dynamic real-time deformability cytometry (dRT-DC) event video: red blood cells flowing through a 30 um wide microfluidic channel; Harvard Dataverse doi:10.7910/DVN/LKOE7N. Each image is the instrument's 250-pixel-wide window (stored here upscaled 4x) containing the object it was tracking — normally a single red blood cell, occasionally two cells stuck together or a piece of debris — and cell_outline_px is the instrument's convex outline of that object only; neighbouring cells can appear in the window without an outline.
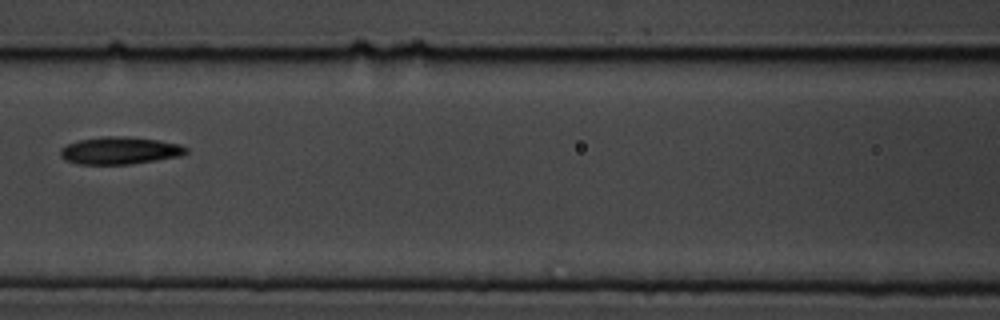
{"species": "common noctule bat (a hibernating species)", "species_latin": "Nyctalus noctula", "temperature_condition": "cold", "stored_images_in_passage": 6, "camera_frame_rate_fps": 3000, "um_per_image_px": 0.085, "animal": {"sex": "male", "body_mass_g": 19.5, "forearm_length_mm": 54.6}, "frame": {"image": 1, "passage_image": 6, "time_ms": 5.667, "image_size_px": [1000, 320], "cell_outline_px": [[188, 152], [180, 156], [132, 164], [76, 164], [64, 160], [60, 156], [60, 148], [68, 144], [80, 140], [104, 136], [124, 136], [156, 140], [180, 144], [188, 148]], "centroid_in_image_um": [10.17, 12.8], "position_along_channel_um": 156.4, "area_um2": 20.06}}